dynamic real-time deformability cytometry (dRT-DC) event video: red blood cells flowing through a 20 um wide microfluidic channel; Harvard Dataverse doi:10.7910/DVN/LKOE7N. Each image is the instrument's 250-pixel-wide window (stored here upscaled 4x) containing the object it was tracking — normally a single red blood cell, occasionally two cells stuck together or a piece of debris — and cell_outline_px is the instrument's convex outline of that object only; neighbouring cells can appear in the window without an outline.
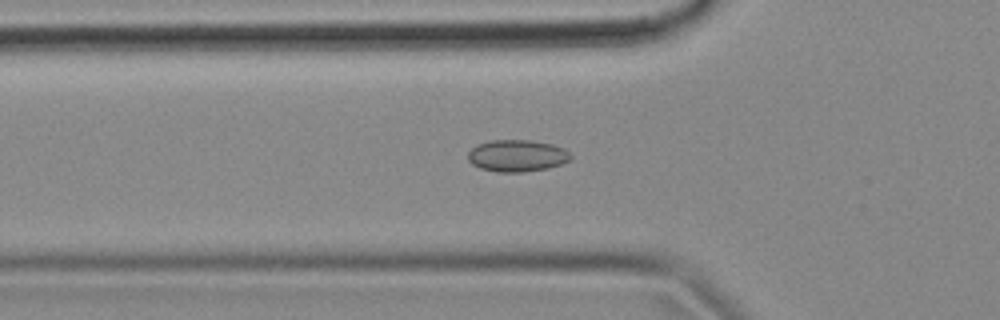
{"species": "common noctule bat (a hibernating species)", "species_latin": "Nyctalus noctula", "temperature_condition": "cold", "stored_images_in_passage": 39, "camera_frame_rate_fps": 3000, "um_per_image_px": 0.085, "animal": {"sex": "female", "body_mass_g": 18.4}, "frame": {"image": 1, "passage_image": 3, "time_ms": 0.667, "image_size_px": [1000, 320], "cell_outline_px": [[572, 160], [548, 168], [524, 172], [496, 172], [480, 168], [472, 164], [468, 160], [468, 152], [476, 144], [492, 140], [532, 140], [552, 144], [564, 148], [572, 156]], "centroid_in_image_um": [43.95, 13.23], "position_along_channel_um": 81.9, "area_um2": 19.25}}
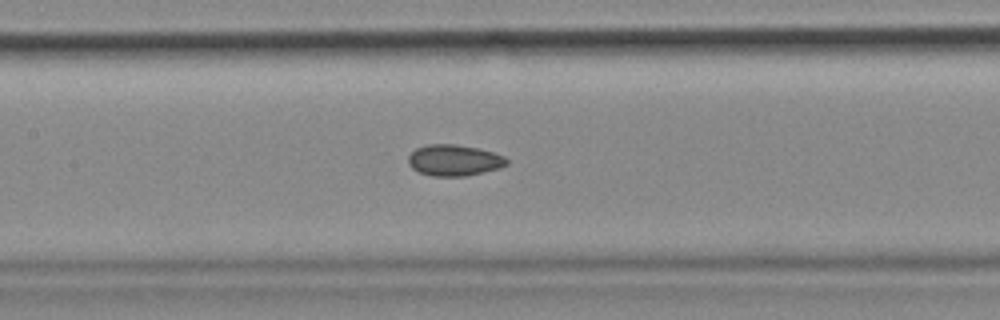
{"frame": {"image": 2, "passage_image": 10, "time_ms": 3.0, "image_size_px": [1000, 320], "cell_outline_px": [[508, 164], [500, 168], [464, 176], [432, 176], [420, 172], [412, 168], [408, 164], [408, 156], [416, 148], [428, 144], [456, 144], [476, 148], [492, 152], [504, 156], [508, 160]], "centroid_in_image_um": [38.59, 13.62], "position_along_channel_um": 168.8, "area_um2": 17.8}}
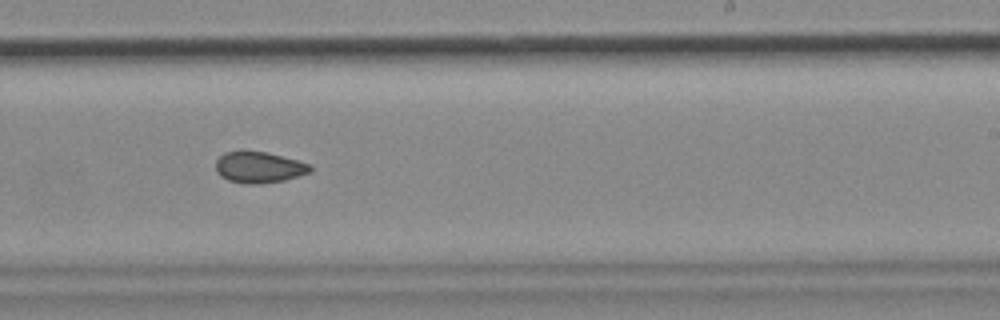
{"frame": {"image": 3, "passage_image": 18, "time_ms": 5.667, "image_size_px": [1000, 320], "cell_outline_px": [[312, 172], [284, 180], [256, 184], [244, 184], [228, 180], [220, 176], [216, 172], [216, 160], [224, 152], [268, 152], [312, 164]], "centroid_in_image_um": [22.04, 14.23], "position_along_channel_um": 267.0, "area_um2": 17.17}, "authors_computed_cell_mechanics": {"area_um2": 17.4556, "velocity_mm_per_s": 3.7119, "shape_relaxation_time_tau1_ms": null, "shape_relaxation_time_tau2_ms": 2.788, "deformation_change_tau1": null, "deformation_change_tau2": 0.0633}}